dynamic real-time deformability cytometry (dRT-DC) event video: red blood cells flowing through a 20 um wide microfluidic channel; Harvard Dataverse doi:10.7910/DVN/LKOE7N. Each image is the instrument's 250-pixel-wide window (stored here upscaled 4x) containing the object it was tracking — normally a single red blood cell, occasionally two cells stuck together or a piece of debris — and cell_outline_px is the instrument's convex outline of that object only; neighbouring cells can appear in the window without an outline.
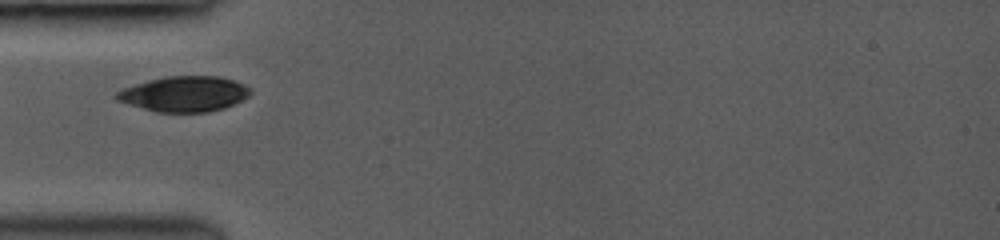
{"species": "common noctule bat (a hibernating species)", "species_latin": "Nyctalus noctula", "temperature_condition": "room temperature", "stored_images_in_passage": 9, "camera_frame_rate_fps": 3500, "um_per_image_px": 0.085, "animal": {"sex": "female", "body_mass_g": 19.0, "forearm_length_mm": 53.3}, "frame": {"image": 1, "passage_image": 1, "time_ms": 0.0, "image_size_px": [1000, 240], "cell_outline_px": [[252, 92], [248, 96], [224, 108], [204, 112], [160, 112], [144, 108], [116, 100], [116, 92], [124, 88], [148, 80], [164, 76], [216, 76], [232, 80], [248, 88]], "centroid_in_image_um": [15.64, 7.98], "position_along_channel_um": 69.4, "area_um2": 26.99}}